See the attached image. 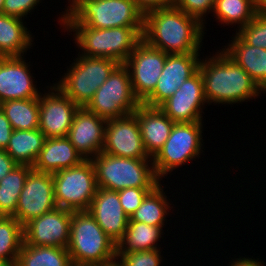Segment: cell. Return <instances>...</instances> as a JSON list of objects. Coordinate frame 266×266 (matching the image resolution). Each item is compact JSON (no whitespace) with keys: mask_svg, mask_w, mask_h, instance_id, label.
I'll list each match as a JSON object with an SVG mask.
<instances>
[{"mask_svg":"<svg viewBox=\"0 0 266 266\" xmlns=\"http://www.w3.org/2000/svg\"><path fill=\"white\" fill-rule=\"evenodd\" d=\"M58 24L90 28L143 27L144 14L133 0H67ZM68 5V6H67Z\"/></svg>","mask_w":266,"mask_h":266,"instance_id":"obj_3","label":"cell"},{"mask_svg":"<svg viewBox=\"0 0 266 266\" xmlns=\"http://www.w3.org/2000/svg\"><path fill=\"white\" fill-rule=\"evenodd\" d=\"M45 135L38 129L13 130L5 151L18 165L35 164L38 155L43 148Z\"/></svg>","mask_w":266,"mask_h":266,"instance_id":"obj_27","label":"cell"},{"mask_svg":"<svg viewBox=\"0 0 266 266\" xmlns=\"http://www.w3.org/2000/svg\"><path fill=\"white\" fill-rule=\"evenodd\" d=\"M102 152L116 157L152 159L145 151L135 112L107 120Z\"/></svg>","mask_w":266,"mask_h":266,"instance_id":"obj_15","label":"cell"},{"mask_svg":"<svg viewBox=\"0 0 266 266\" xmlns=\"http://www.w3.org/2000/svg\"><path fill=\"white\" fill-rule=\"evenodd\" d=\"M139 10L146 14L149 11L167 8L173 5V0H133Z\"/></svg>","mask_w":266,"mask_h":266,"instance_id":"obj_38","label":"cell"},{"mask_svg":"<svg viewBox=\"0 0 266 266\" xmlns=\"http://www.w3.org/2000/svg\"><path fill=\"white\" fill-rule=\"evenodd\" d=\"M70 266H101V265L100 264H95V263L71 262Z\"/></svg>","mask_w":266,"mask_h":266,"instance_id":"obj_44","label":"cell"},{"mask_svg":"<svg viewBox=\"0 0 266 266\" xmlns=\"http://www.w3.org/2000/svg\"><path fill=\"white\" fill-rule=\"evenodd\" d=\"M71 219L72 211L60 207L32 219L23 226L24 243L67 248Z\"/></svg>","mask_w":266,"mask_h":266,"instance_id":"obj_16","label":"cell"},{"mask_svg":"<svg viewBox=\"0 0 266 266\" xmlns=\"http://www.w3.org/2000/svg\"><path fill=\"white\" fill-rule=\"evenodd\" d=\"M200 59V53L167 54L157 85L142 104L159 107L198 70Z\"/></svg>","mask_w":266,"mask_h":266,"instance_id":"obj_17","label":"cell"},{"mask_svg":"<svg viewBox=\"0 0 266 266\" xmlns=\"http://www.w3.org/2000/svg\"><path fill=\"white\" fill-rule=\"evenodd\" d=\"M107 120L79 107L73 118L67 138L84 160H91L102 152Z\"/></svg>","mask_w":266,"mask_h":266,"instance_id":"obj_19","label":"cell"},{"mask_svg":"<svg viewBox=\"0 0 266 266\" xmlns=\"http://www.w3.org/2000/svg\"><path fill=\"white\" fill-rule=\"evenodd\" d=\"M73 61L54 85L76 105L85 107L119 63L109 58L81 54Z\"/></svg>","mask_w":266,"mask_h":266,"instance_id":"obj_7","label":"cell"},{"mask_svg":"<svg viewBox=\"0 0 266 266\" xmlns=\"http://www.w3.org/2000/svg\"><path fill=\"white\" fill-rule=\"evenodd\" d=\"M57 207L71 211H88L98 185L91 160L52 174Z\"/></svg>","mask_w":266,"mask_h":266,"instance_id":"obj_10","label":"cell"},{"mask_svg":"<svg viewBox=\"0 0 266 266\" xmlns=\"http://www.w3.org/2000/svg\"><path fill=\"white\" fill-rule=\"evenodd\" d=\"M63 32H73L78 54L109 58L124 64L142 40L143 27L90 28L83 24H61ZM69 32V33H68Z\"/></svg>","mask_w":266,"mask_h":266,"instance_id":"obj_4","label":"cell"},{"mask_svg":"<svg viewBox=\"0 0 266 266\" xmlns=\"http://www.w3.org/2000/svg\"><path fill=\"white\" fill-rule=\"evenodd\" d=\"M24 242L23 226L13 216L0 219V260H17Z\"/></svg>","mask_w":266,"mask_h":266,"instance_id":"obj_32","label":"cell"},{"mask_svg":"<svg viewBox=\"0 0 266 266\" xmlns=\"http://www.w3.org/2000/svg\"><path fill=\"white\" fill-rule=\"evenodd\" d=\"M4 217V214L0 211V219Z\"/></svg>","mask_w":266,"mask_h":266,"instance_id":"obj_47","label":"cell"},{"mask_svg":"<svg viewBox=\"0 0 266 266\" xmlns=\"http://www.w3.org/2000/svg\"><path fill=\"white\" fill-rule=\"evenodd\" d=\"M135 113L145 151L153 158L170 136L174 122L159 107L141 104Z\"/></svg>","mask_w":266,"mask_h":266,"instance_id":"obj_21","label":"cell"},{"mask_svg":"<svg viewBox=\"0 0 266 266\" xmlns=\"http://www.w3.org/2000/svg\"><path fill=\"white\" fill-rule=\"evenodd\" d=\"M205 104L204 82L198 69L159 108L174 123H190L203 121Z\"/></svg>","mask_w":266,"mask_h":266,"instance_id":"obj_14","label":"cell"},{"mask_svg":"<svg viewBox=\"0 0 266 266\" xmlns=\"http://www.w3.org/2000/svg\"><path fill=\"white\" fill-rule=\"evenodd\" d=\"M154 188H125L118 190L120 204L130 217L141 205L146 195Z\"/></svg>","mask_w":266,"mask_h":266,"instance_id":"obj_36","label":"cell"},{"mask_svg":"<svg viewBox=\"0 0 266 266\" xmlns=\"http://www.w3.org/2000/svg\"><path fill=\"white\" fill-rule=\"evenodd\" d=\"M206 29L174 5L144 14L142 39L167 54L200 53Z\"/></svg>","mask_w":266,"mask_h":266,"instance_id":"obj_1","label":"cell"},{"mask_svg":"<svg viewBox=\"0 0 266 266\" xmlns=\"http://www.w3.org/2000/svg\"><path fill=\"white\" fill-rule=\"evenodd\" d=\"M247 44L266 49V16L259 13L236 32Z\"/></svg>","mask_w":266,"mask_h":266,"instance_id":"obj_34","label":"cell"},{"mask_svg":"<svg viewBox=\"0 0 266 266\" xmlns=\"http://www.w3.org/2000/svg\"><path fill=\"white\" fill-rule=\"evenodd\" d=\"M257 13L266 16V0H257Z\"/></svg>","mask_w":266,"mask_h":266,"instance_id":"obj_42","label":"cell"},{"mask_svg":"<svg viewBox=\"0 0 266 266\" xmlns=\"http://www.w3.org/2000/svg\"><path fill=\"white\" fill-rule=\"evenodd\" d=\"M51 85L39 97V130L46 138L66 137L79 106L54 83Z\"/></svg>","mask_w":266,"mask_h":266,"instance_id":"obj_12","label":"cell"},{"mask_svg":"<svg viewBox=\"0 0 266 266\" xmlns=\"http://www.w3.org/2000/svg\"><path fill=\"white\" fill-rule=\"evenodd\" d=\"M67 250L71 262L104 265L116 260L117 244L89 211H72Z\"/></svg>","mask_w":266,"mask_h":266,"instance_id":"obj_6","label":"cell"},{"mask_svg":"<svg viewBox=\"0 0 266 266\" xmlns=\"http://www.w3.org/2000/svg\"><path fill=\"white\" fill-rule=\"evenodd\" d=\"M165 226H153L129 221L124 237L117 244V252H137L161 249L160 238L164 239Z\"/></svg>","mask_w":266,"mask_h":266,"instance_id":"obj_26","label":"cell"},{"mask_svg":"<svg viewBox=\"0 0 266 266\" xmlns=\"http://www.w3.org/2000/svg\"><path fill=\"white\" fill-rule=\"evenodd\" d=\"M56 207L52 174L32 169L26 177L13 217L24 226Z\"/></svg>","mask_w":266,"mask_h":266,"instance_id":"obj_13","label":"cell"},{"mask_svg":"<svg viewBox=\"0 0 266 266\" xmlns=\"http://www.w3.org/2000/svg\"><path fill=\"white\" fill-rule=\"evenodd\" d=\"M216 0H173V5L185 12L186 14L197 18L203 25L204 29L206 16L212 14Z\"/></svg>","mask_w":266,"mask_h":266,"instance_id":"obj_35","label":"cell"},{"mask_svg":"<svg viewBox=\"0 0 266 266\" xmlns=\"http://www.w3.org/2000/svg\"><path fill=\"white\" fill-rule=\"evenodd\" d=\"M161 252L162 249L117 252L116 259L122 266H161V263L165 260Z\"/></svg>","mask_w":266,"mask_h":266,"instance_id":"obj_33","label":"cell"},{"mask_svg":"<svg viewBox=\"0 0 266 266\" xmlns=\"http://www.w3.org/2000/svg\"><path fill=\"white\" fill-rule=\"evenodd\" d=\"M88 211L103 231L118 244L125 235L130 219L120 204L118 191L98 188Z\"/></svg>","mask_w":266,"mask_h":266,"instance_id":"obj_20","label":"cell"},{"mask_svg":"<svg viewBox=\"0 0 266 266\" xmlns=\"http://www.w3.org/2000/svg\"><path fill=\"white\" fill-rule=\"evenodd\" d=\"M29 165H16L0 180V211L4 216H13L23 189L26 177L32 170Z\"/></svg>","mask_w":266,"mask_h":266,"instance_id":"obj_31","label":"cell"},{"mask_svg":"<svg viewBox=\"0 0 266 266\" xmlns=\"http://www.w3.org/2000/svg\"><path fill=\"white\" fill-rule=\"evenodd\" d=\"M213 15L225 27H245L257 14V0H216Z\"/></svg>","mask_w":266,"mask_h":266,"instance_id":"obj_28","label":"cell"},{"mask_svg":"<svg viewBox=\"0 0 266 266\" xmlns=\"http://www.w3.org/2000/svg\"><path fill=\"white\" fill-rule=\"evenodd\" d=\"M13 130L39 128V98L8 100L0 104Z\"/></svg>","mask_w":266,"mask_h":266,"instance_id":"obj_30","label":"cell"},{"mask_svg":"<svg viewBox=\"0 0 266 266\" xmlns=\"http://www.w3.org/2000/svg\"><path fill=\"white\" fill-rule=\"evenodd\" d=\"M166 188L161 183L151 190L138 209L130 216L129 221H137L153 226H166L170 211L175 208L167 197ZM166 222V223H165Z\"/></svg>","mask_w":266,"mask_h":266,"instance_id":"obj_25","label":"cell"},{"mask_svg":"<svg viewBox=\"0 0 266 266\" xmlns=\"http://www.w3.org/2000/svg\"><path fill=\"white\" fill-rule=\"evenodd\" d=\"M42 0H4L3 14L22 20L34 11ZM44 1V0H43Z\"/></svg>","mask_w":266,"mask_h":266,"instance_id":"obj_37","label":"cell"},{"mask_svg":"<svg viewBox=\"0 0 266 266\" xmlns=\"http://www.w3.org/2000/svg\"><path fill=\"white\" fill-rule=\"evenodd\" d=\"M141 104L134 94L128 68L119 64L85 108L108 120L132 114Z\"/></svg>","mask_w":266,"mask_h":266,"instance_id":"obj_9","label":"cell"},{"mask_svg":"<svg viewBox=\"0 0 266 266\" xmlns=\"http://www.w3.org/2000/svg\"><path fill=\"white\" fill-rule=\"evenodd\" d=\"M205 58V59H204ZM204 82V94L209 104L233 105L250 102L265 92L250 75L222 49L200 59L199 68Z\"/></svg>","mask_w":266,"mask_h":266,"instance_id":"obj_2","label":"cell"},{"mask_svg":"<svg viewBox=\"0 0 266 266\" xmlns=\"http://www.w3.org/2000/svg\"><path fill=\"white\" fill-rule=\"evenodd\" d=\"M16 165L18 164L5 149H0V180H2Z\"/></svg>","mask_w":266,"mask_h":266,"instance_id":"obj_40","label":"cell"},{"mask_svg":"<svg viewBox=\"0 0 266 266\" xmlns=\"http://www.w3.org/2000/svg\"><path fill=\"white\" fill-rule=\"evenodd\" d=\"M25 24L22 19L0 15V57L26 56L33 47L35 36Z\"/></svg>","mask_w":266,"mask_h":266,"instance_id":"obj_24","label":"cell"},{"mask_svg":"<svg viewBox=\"0 0 266 266\" xmlns=\"http://www.w3.org/2000/svg\"><path fill=\"white\" fill-rule=\"evenodd\" d=\"M13 128L10 121L0 108V149H6L9 144Z\"/></svg>","mask_w":266,"mask_h":266,"instance_id":"obj_39","label":"cell"},{"mask_svg":"<svg viewBox=\"0 0 266 266\" xmlns=\"http://www.w3.org/2000/svg\"><path fill=\"white\" fill-rule=\"evenodd\" d=\"M3 4L4 0H0V15L3 14Z\"/></svg>","mask_w":266,"mask_h":266,"instance_id":"obj_46","label":"cell"},{"mask_svg":"<svg viewBox=\"0 0 266 266\" xmlns=\"http://www.w3.org/2000/svg\"><path fill=\"white\" fill-rule=\"evenodd\" d=\"M101 266H122V265H121L120 262L116 259V260H114V261H112V262H110V263H107V264H104V265H101Z\"/></svg>","mask_w":266,"mask_h":266,"instance_id":"obj_45","label":"cell"},{"mask_svg":"<svg viewBox=\"0 0 266 266\" xmlns=\"http://www.w3.org/2000/svg\"><path fill=\"white\" fill-rule=\"evenodd\" d=\"M252 258H249V257L245 258L239 255V258H236V259L234 258L231 262H229L231 265L230 264L228 265L229 266H265L266 262L264 263V260L261 261L260 258L255 259L253 256Z\"/></svg>","mask_w":266,"mask_h":266,"instance_id":"obj_41","label":"cell"},{"mask_svg":"<svg viewBox=\"0 0 266 266\" xmlns=\"http://www.w3.org/2000/svg\"><path fill=\"white\" fill-rule=\"evenodd\" d=\"M18 266H70V254L65 247L34 246L23 242L17 256Z\"/></svg>","mask_w":266,"mask_h":266,"instance_id":"obj_29","label":"cell"},{"mask_svg":"<svg viewBox=\"0 0 266 266\" xmlns=\"http://www.w3.org/2000/svg\"><path fill=\"white\" fill-rule=\"evenodd\" d=\"M166 57L167 53L148 45L142 39L125 61L134 94L141 103L154 91Z\"/></svg>","mask_w":266,"mask_h":266,"instance_id":"obj_11","label":"cell"},{"mask_svg":"<svg viewBox=\"0 0 266 266\" xmlns=\"http://www.w3.org/2000/svg\"><path fill=\"white\" fill-rule=\"evenodd\" d=\"M222 50L266 93V49L247 44L236 32Z\"/></svg>","mask_w":266,"mask_h":266,"instance_id":"obj_23","label":"cell"},{"mask_svg":"<svg viewBox=\"0 0 266 266\" xmlns=\"http://www.w3.org/2000/svg\"><path fill=\"white\" fill-rule=\"evenodd\" d=\"M0 266H18L16 260H0Z\"/></svg>","mask_w":266,"mask_h":266,"instance_id":"obj_43","label":"cell"},{"mask_svg":"<svg viewBox=\"0 0 266 266\" xmlns=\"http://www.w3.org/2000/svg\"><path fill=\"white\" fill-rule=\"evenodd\" d=\"M91 162L98 188L118 191L125 188H155L161 183L152 159L116 157L101 152Z\"/></svg>","mask_w":266,"mask_h":266,"instance_id":"obj_5","label":"cell"},{"mask_svg":"<svg viewBox=\"0 0 266 266\" xmlns=\"http://www.w3.org/2000/svg\"><path fill=\"white\" fill-rule=\"evenodd\" d=\"M84 159L67 137L46 138L33 170L54 174L79 165Z\"/></svg>","mask_w":266,"mask_h":266,"instance_id":"obj_22","label":"cell"},{"mask_svg":"<svg viewBox=\"0 0 266 266\" xmlns=\"http://www.w3.org/2000/svg\"><path fill=\"white\" fill-rule=\"evenodd\" d=\"M203 123H174L164 146L152 158L156 175L160 180L166 178L173 170L182 168L187 162L201 158L205 143L202 134Z\"/></svg>","mask_w":266,"mask_h":266,"instance_id":"obj_8","label":"cell"},{"mask_svg":"<svg viewBox=\"0 0 266 266\" xmlns=\"http://www.w3.org/2000/svg\"><path fill=\"white\" fill-rule=\"evenodd\" d=\"M24 58L0 57V104L8 100L40 97L42 92L31 74V62H26Z\"/></svg>","mask_w":266,"mask_h":266,"instance_id":"obj_18","label":"cell"}]
</instances>
